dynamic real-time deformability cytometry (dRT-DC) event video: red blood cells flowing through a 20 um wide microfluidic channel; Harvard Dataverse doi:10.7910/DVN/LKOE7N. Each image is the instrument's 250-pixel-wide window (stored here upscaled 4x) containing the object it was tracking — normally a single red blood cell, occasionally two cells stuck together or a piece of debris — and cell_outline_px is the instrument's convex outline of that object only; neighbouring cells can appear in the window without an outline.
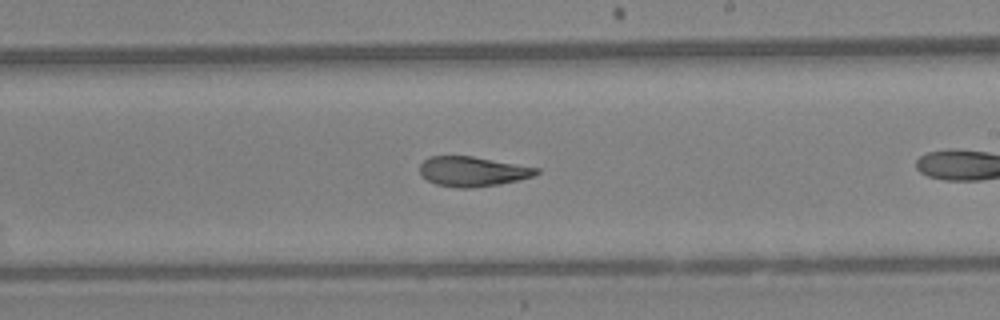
{"species": "Egyptian fruit bat (a non-hibernating species)", "species_latin": "Rousettus aegyptiacus", "temperature_condition": "warm", "stored_images_in_passage": 23, "camera_frame_rate_fps": 3000, "um_per_image_px": 0.085, "animal": {"sex": "female"}, "frame": {"image": 1, "passage_image": 14, "time_ms": 4.333, "image_size_px": [1000, 320], "cell_outline_px": [[540, 172], [532, 176], [500, 184], [472, 188], [460, 188], [436, 184], [428, 180], [420, 172], [420, 164], [424, 160], [432, 156], [472, 156], [540, 168]], "centroid_in_image_um": [40.18, 14.57], "position_along_channel_um": 248.8, "area_um2": 20.06}}
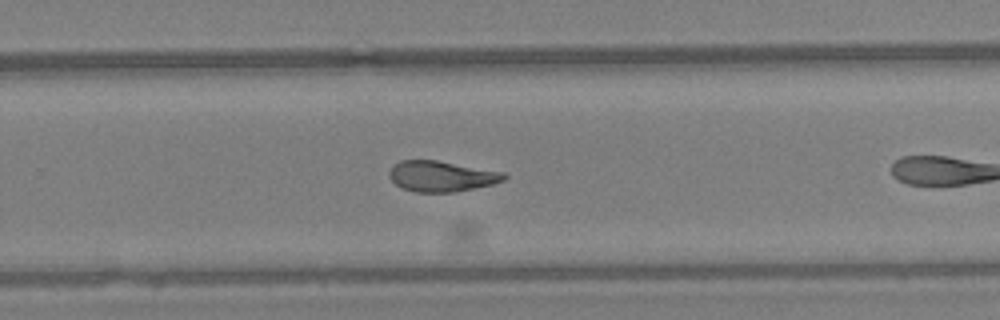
{"frame": {"image": 2, "passage_image": 17, "time_ms": 5.333, "image_size_px": [1000, 320], "cell_outline_px": [[508, 176], [504, 180], [492, 184], [456, 192], [416, 192], [404, 188], [396, 184], [388, 176], [388, 172], [400, 160], [436, 160], [504, 172]], "centroid_in_image_um": [37.54, 14.98], "position_along_channel_um": 292.3, "area_um2": 20.35}}